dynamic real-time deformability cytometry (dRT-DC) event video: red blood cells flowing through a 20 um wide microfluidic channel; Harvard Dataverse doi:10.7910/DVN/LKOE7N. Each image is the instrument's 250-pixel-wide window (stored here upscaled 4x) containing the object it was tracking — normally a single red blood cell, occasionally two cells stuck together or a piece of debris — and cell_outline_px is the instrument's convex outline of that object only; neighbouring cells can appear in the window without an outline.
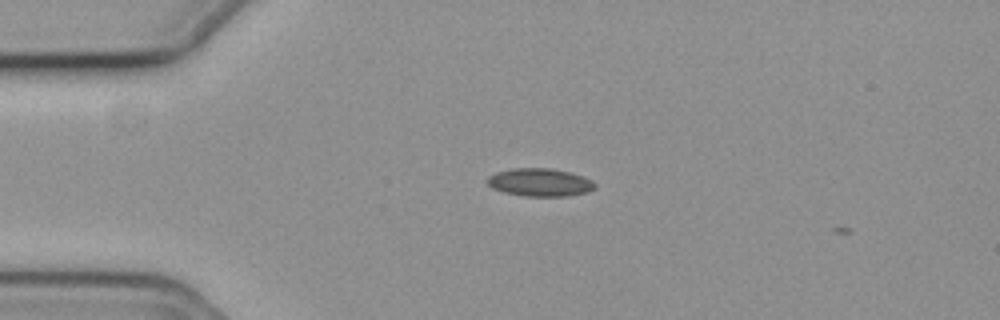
{"species": "common noctule bat (a hibernating species)", "species_latin": "Nyctalus noctula", "temperature_condition": "cold", "stored_images_in_passage": 2, "camera_frame_rate_fps": 3000, "um_per_image_px": 0.085, "animal": {"sex": "female", "body_mass_g": 19.3, "forearm_length_mm": 54.1}, "frame": {"image": 1, "passage_image": 1, "time_ms": 0.0, "image_size_px": [1000, 320], "cell_outline_px": [[596, 188], [588, 192], [568, 196], [524, 196], [504, 192], [492, 188], [484, 180], [488, 176], [496, 172], [512, 168], [552, 168], [572, 172], [584, 176], [592, 180], [596, 184]], "centroid_in_image_um": [45.91, 15.49], "position_along_channel_um": 39.1, "area_um2": 17.86}}